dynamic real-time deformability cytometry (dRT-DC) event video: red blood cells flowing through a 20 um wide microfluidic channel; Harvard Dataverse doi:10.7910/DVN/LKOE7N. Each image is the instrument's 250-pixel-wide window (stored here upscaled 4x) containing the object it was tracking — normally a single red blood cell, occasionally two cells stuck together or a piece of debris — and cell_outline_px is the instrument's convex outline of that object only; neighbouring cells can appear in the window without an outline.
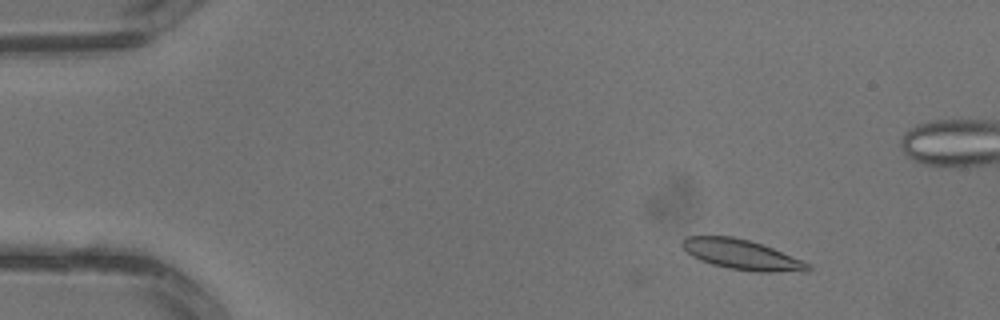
{"species": "common noctule bat (a hibernating species)", "species_latin": "Nyctalus noctula", "temperature_condition": "warm", "stored_images_in_passage": 5, "camera_frame_rate_fps": 3000, "um_per_image_px": 0.085, "animal": {"sex": "male", "body_mass_g": 13.3}, "frame": {"image": 1, "passage_image": 2, "time_ms": 0.333, "image_size_px": [1000, 320], "cell_outline_px": [[812, 268], [808, 272], [760, 272], [728, 268], [712, 264], [700, 260], [692, 256], [680, 244], [680, 240], [684, 236], [732, 236], [748, 240], [772, 248], [812, 264]], "centroid_in_image_um": [63.07, 21.65], "position_along_channel_um": 21.9, "area_um2": 22.08}}